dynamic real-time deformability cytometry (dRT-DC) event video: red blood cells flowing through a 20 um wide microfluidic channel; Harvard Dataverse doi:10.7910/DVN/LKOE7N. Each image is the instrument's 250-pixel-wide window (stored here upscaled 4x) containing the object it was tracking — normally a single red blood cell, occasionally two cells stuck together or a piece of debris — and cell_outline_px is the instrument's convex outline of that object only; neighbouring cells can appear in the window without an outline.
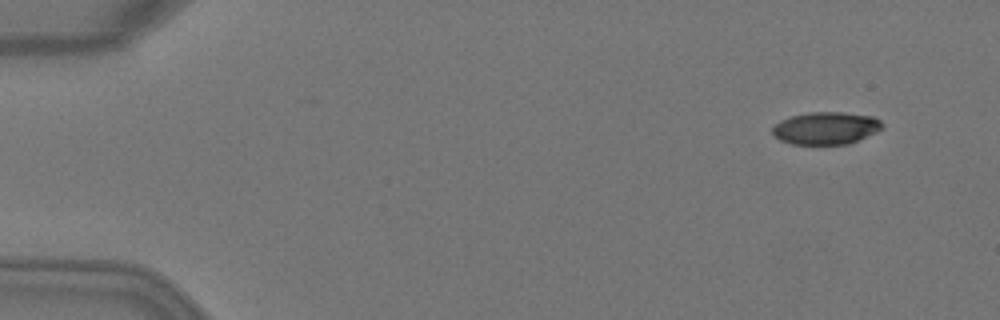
{"species": "Egyptian fruit bat (a non-hibernating species)", "species_latin": "Rousettus aegyptiacus", "temperature_condition": "warm", "stored_images_in_passage": 5, "camera_frame_rate_fps": 3000, "um_per_image_px": 0.085, "animal": {"sex": "female"}, "frame": {"image": 1, "passage_image": 1, "time_ms": 0.0, "image_size_px": [1000, 320], "cell_outline_px": [[884, 128], [876, 132], [848, 144], [792, 144], [780, 140], [772, 136], [772, 128], [780, 120], [792, 116], [808, 112], [844, 112], [872, 116], [880, 120], [884, 124]], "centroid_in_image_um": [70.2, 10.89], "position_along_channel_um": 14.8, "area_um2": 20.87}}
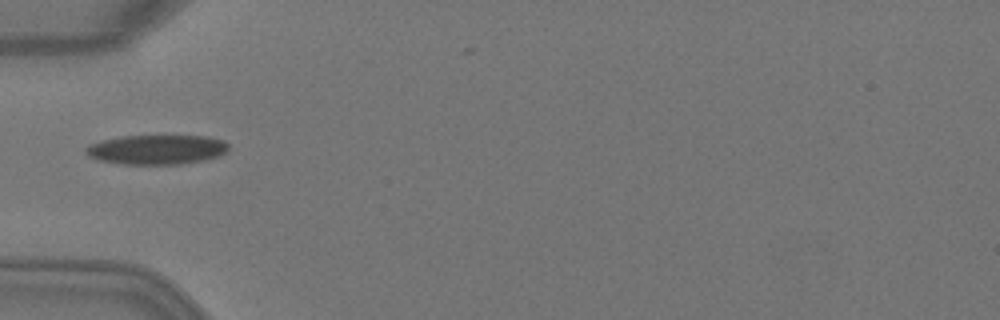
{"frame": {"image": 2, "passage_image": 4, "time_ms": 1.0, "image_size_px": [1000, 320], "cell_outline_px": [[228, 152], [220, 156], [204, 160], [180, 164], [124, 164], [96, 160], [88, 156], [84, 152], [84, 148], [88, 144], [120, 136], [204, 136], [224, 140], [228, 144]], "centroid_in_image_um": [13.31, 12.72], "position_along_channel_um": 71.7, "area_um2": 24.8}}
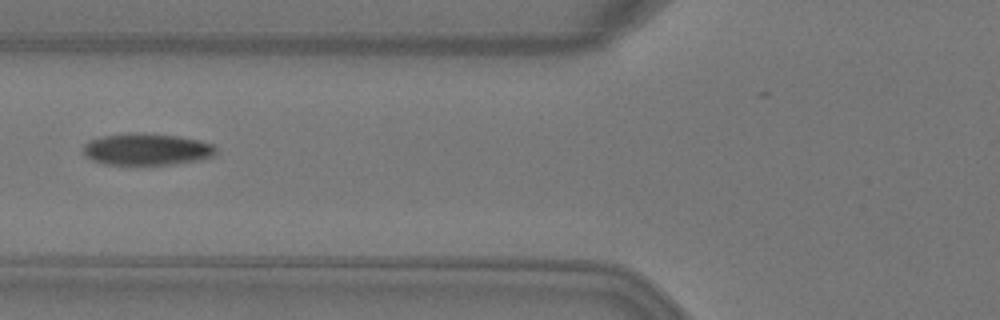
{"frame": {"image": 3, "passage_image": 5, "time_ms": 1.333, "image_size_px": [1000, 320], "cell_outline_px": [[216, 152], [212, 156], [200, 160], [172, 164], [104, 164], [92, 160], [84, 156], [80, 152], [84, 144], [88, 140], [100, 136], [128, 132], [132, 132], [176, 136], [200, 140], [212, 144], [216, 148]], "centroid_in_image_um": [12.39, 12.68], "position_along_channel_um": 113.4, "area_um2": 24.8}}